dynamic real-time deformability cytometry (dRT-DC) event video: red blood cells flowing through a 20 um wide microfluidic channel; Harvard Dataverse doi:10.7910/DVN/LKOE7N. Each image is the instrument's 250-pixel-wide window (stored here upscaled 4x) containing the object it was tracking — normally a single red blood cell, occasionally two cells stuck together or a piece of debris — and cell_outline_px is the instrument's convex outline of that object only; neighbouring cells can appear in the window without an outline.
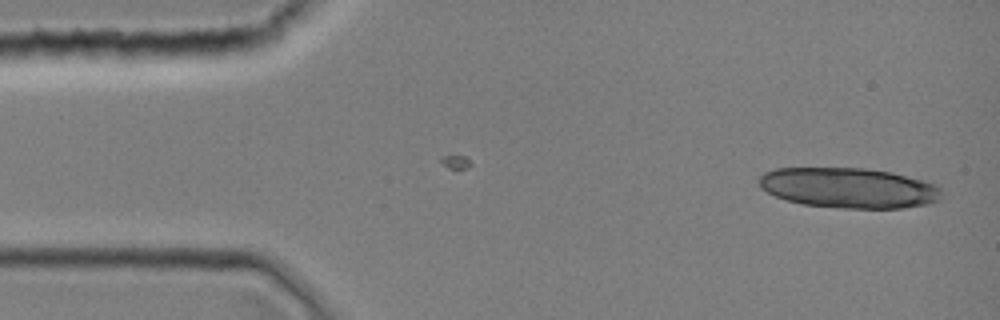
{"species": "common noctule bat (a hibernating species)", "species_latin": "Nyctalus noctula", "temperature_condition": "room temperature", "stored_images_in_passage": 11, "camera_frame_rate_fps": 3000, "um_per_image_px": 0.085, "animal": {"sex": "female", "body_mass_g": 19.0, "forearm_length_mm": 51.5}, "frame": {"image": 1, "passage_image": 2, "time_ms": 0.333, "image_size_px": [1000, 320], "cell_outline_px": [[944, 200], [928, 204], [904, 208], [840, 208], [804, 204], [788, 200], [776, 196], [760, 188], [760, 176], [764, 172], [776, 168], [864, 168], [892, 172], [924, 180], [936, 184], [940, 188]], "centroid_in_image_um": [72.21, 15.97], "position_along_channel_um": 12.8, "area_um2": 43.12}}